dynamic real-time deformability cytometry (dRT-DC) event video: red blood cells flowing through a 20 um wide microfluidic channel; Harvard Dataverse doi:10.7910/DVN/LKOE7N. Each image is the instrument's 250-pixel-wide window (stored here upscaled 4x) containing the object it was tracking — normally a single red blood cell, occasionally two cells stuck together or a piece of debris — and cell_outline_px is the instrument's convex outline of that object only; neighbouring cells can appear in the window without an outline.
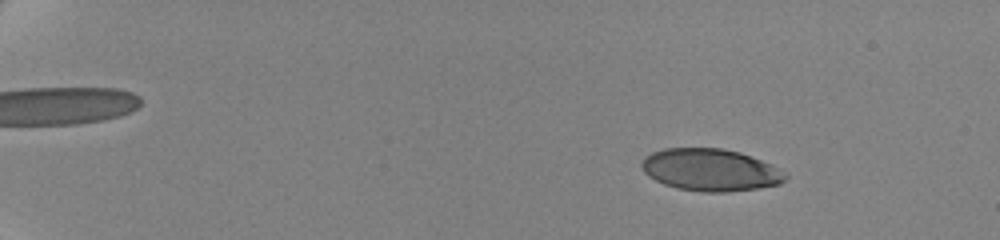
{"species": "human", "species_latin": "Homo sapiens", "temperature_condition": "cold", "stored_images_in_passage": 60, "camera_frame_rate_fps": 3000, "um_per_image_px": 0.085, "donor": {"sex": "female"}, "frame": {"image": 1, "passage_image": 9, "time_ms": 2.667, "image_size_px": [1000, 240], "cell_outline_px": [[788, 176], [780, 184], [756, 188], [728, 192], [704, 192], [676, 188], [664, 184], [648, 176], [644, 172], [640, 164], [644, 156], [652, 152], [664, 148], [720, 148], [740, 152], [772, 164], [788, 172]], "centroid_in_image_um": [60.4, 14.44], "position_along_channel_um": 24.6, "area_um2": 35.6}}
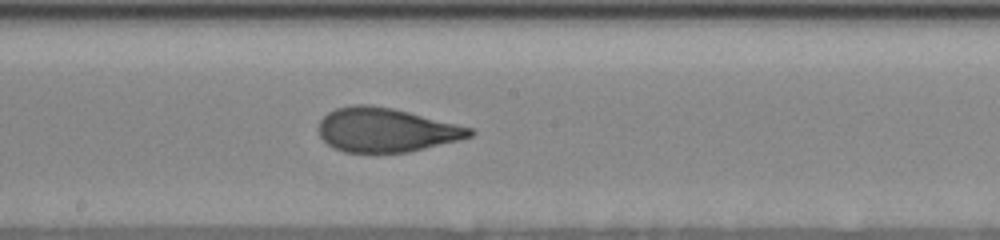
{"frame": {"image": 2, "passage_image": 37, "time_ms": 12.0, "image_size_px": [1000, 240], "cell_outline_px": [[476, 132], [472, 136], [460, 140], [408, 152], [344, 152], [332, 148], [320, 136], [316, 128], [320, 120], [328, 112], [336, 108], [352, 104], [372, 104], [392, 108], [472, 128]], "centroid_in_image_um": [32.77, 11.04], "position_along_channel_um": 215.4, "area_um2": 38.9}}
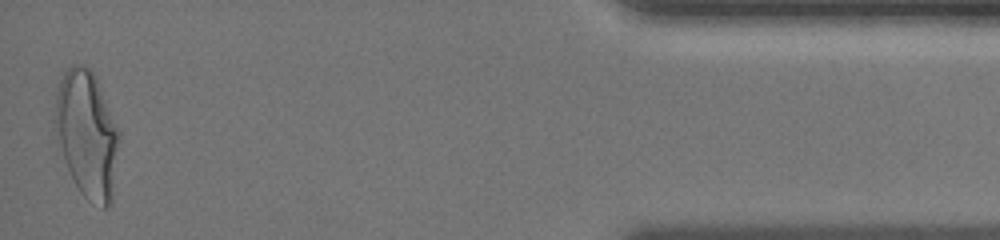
{"frame": {"image": 3, "passage_image": 60, "time_ms": 19.667, "image_size_px": [1000, 240], "cell_outline_px": [[120, 140], [112, 204], [104, 208], [88, 200], [80, 192], [68, 168], [60, 144], [56, 120], [56, 92], [60, 80], [64, 72], [72, 64], [84, 64], [96, 76], [120, 132]], "centroid_in_image_um": [7.45, 11.4], "position_along_channel_um": 427.7, "area_um2": 46.93}, "authors_computed_cell_mechanics": {"area_um2": 38.5237, "velocity_mm_per_s": 3.5088, "shape_relaxation_time_tau1_ms": 5.5374, "shape_relaxation_time_tau2_ms": 0.7706, "deformation_change_tau1": 0.1916, "deformation_change_tau2": 0.0592}}